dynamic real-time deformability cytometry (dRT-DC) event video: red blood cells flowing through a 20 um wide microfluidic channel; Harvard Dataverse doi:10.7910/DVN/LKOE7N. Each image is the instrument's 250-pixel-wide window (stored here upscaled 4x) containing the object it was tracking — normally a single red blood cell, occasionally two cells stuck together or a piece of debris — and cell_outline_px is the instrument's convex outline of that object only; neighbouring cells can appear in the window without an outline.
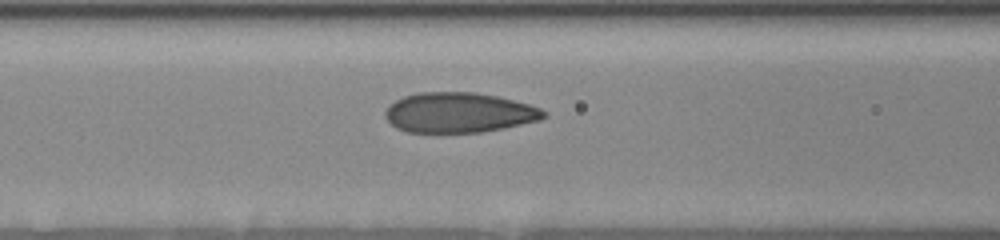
{"species": "human", "species_latin": "Homo sapiens", "temperature_condition": "room temperature", "stored_images_in_passage": 10, "segment_of_instrument_passage": [1, 2], "camera_frame_rate_fps": 3000, "um_per_image_px": 0.085, "donor": {"sex": "female"}, "frame": {"image": 1, "passage_image": 6, "time_ms": 1.667, "image_size_px": [1000, 240], "cell_outline_px": [[548, 116], [540, 120], [504, 128], [480, 132], [408, 132], [396, 128], [384, 116], [384, 112], [388, 104], [404, 96], [420, 92], [472, 92], [496, 96], [528, 104], [540, 108], [548, 112]], "centroid_in_image_um": [39.0, 9.57], "position_along_channel_um": 127.6, "area_um2": 37.05}}
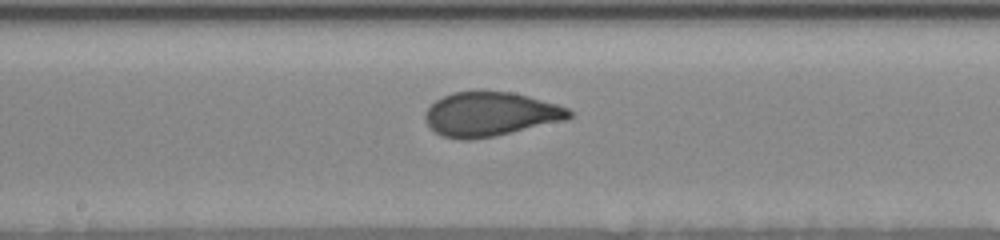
{"frame": {"image": 2, "passage_image": 9, "time_ms": 2.667, "image_size_px": [1000, 240], "cell_outline_px": [[572, 116], [568, 120], [492, 136], [468, 140], [460, 140], [444, 136], [436, 132], [428, 124], [424, 116], [428, 108], [436, 100], [452, 92], [512, 92], [528, 96], [556, 104], [568, 108], [572, 112]], "centroid_in_image_um": [41.7, 9.71], "position_along_channel_um": 206.5, "area_um2": 36.59}}